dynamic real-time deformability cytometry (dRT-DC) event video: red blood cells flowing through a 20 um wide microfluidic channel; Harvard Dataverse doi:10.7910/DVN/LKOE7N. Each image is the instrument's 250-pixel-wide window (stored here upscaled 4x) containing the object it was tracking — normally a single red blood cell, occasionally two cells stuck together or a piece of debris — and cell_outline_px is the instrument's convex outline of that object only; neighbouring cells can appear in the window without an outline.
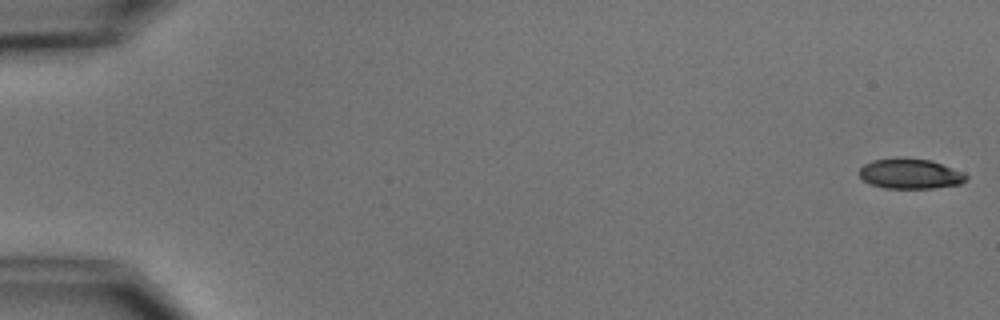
{"species": "common noctule bat (a hibernating species)", "species_latin": "Nyctalus noctula", "temperature_condition": "cold", "stored_images_in_passage": 5, "camera_frame_rate_fps": 3000, "um_per_image_px": 0.085, "animal": {"sex": "male", "body_mass_g": 15.6}, "frame": {"image": 1, "passage_image": 1, "time_ms": 0.0, "image_size_px": [1000, 320], "cell_outline_px": [[968, 180], [960, 184], [932, 188], [884, 188], [872, 184], [864, 180], [860, 176], [860, 168], [864, 164], [872, 160], [900, 156], [932, 160], [964, 172], [968, 176]], "centroid_in_image_um": [77.39, 14.74], "position_along_channel_um": 7.6, "area_um2": 19.07}}
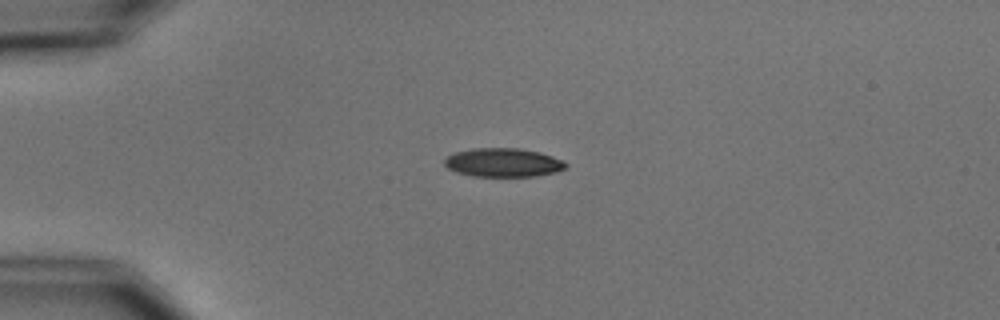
{"frame": {"image": 2, "passage_image": 4, "time_ms": 4.333, "image_size_px": [1000, 320], "cell_outline_px": [[568, 168], [556, 172], [536, 176], [472, 176], [456, 172], [448, 168], [444, 164], [444, 160], [452, 152], [472, 148], [520, 148], [540, 152], [552, 156], [568, 164]], "centroid_in_image_um": [42.76, 13.81], "position_along_channel_um": 42.2, "area_um2": 20.46}}